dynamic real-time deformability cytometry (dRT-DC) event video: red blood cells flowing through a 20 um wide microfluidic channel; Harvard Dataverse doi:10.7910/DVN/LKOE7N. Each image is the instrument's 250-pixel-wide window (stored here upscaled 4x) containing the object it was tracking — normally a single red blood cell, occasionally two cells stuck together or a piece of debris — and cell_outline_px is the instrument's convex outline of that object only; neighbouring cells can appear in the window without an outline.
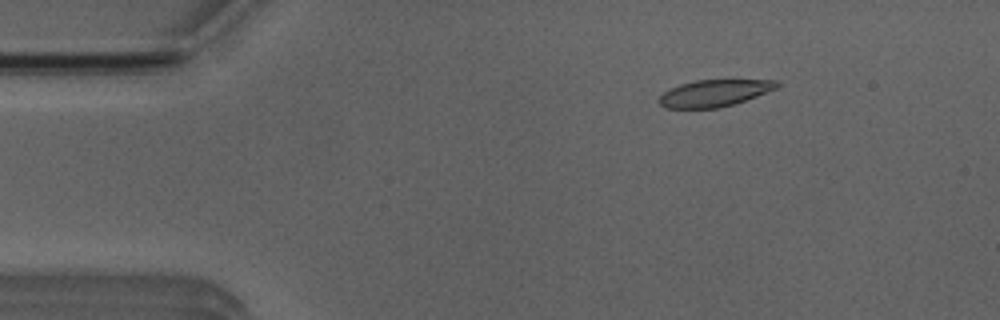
{"species": "Egyptian fruit bat (a non-hibernating species)", "species_latin": "Rousettus aegyptiacus", "temperature_condition": "room temperature", "stored_images_in_passage": 5, "camera_frame_rate_fps": 3000, "um_per_image_px": 0.085, "animal": {"sex": "male"}, "frame": {"image": 1, "passage_image": 3, "time_ms": 2.333, "image_size_px": [1000, 320], "cell_outline_px": [[780, 84], [776, 88], [756, 96], [732, 104], [716, 108], [664, 108], [656, 100], [664, 92], [680, 84], [696, 80], [776, 80]], "centroid_in_image_um": [60.67, 7.91], "position_along_channel_um": 24.3, "area_um2": 18.15}}
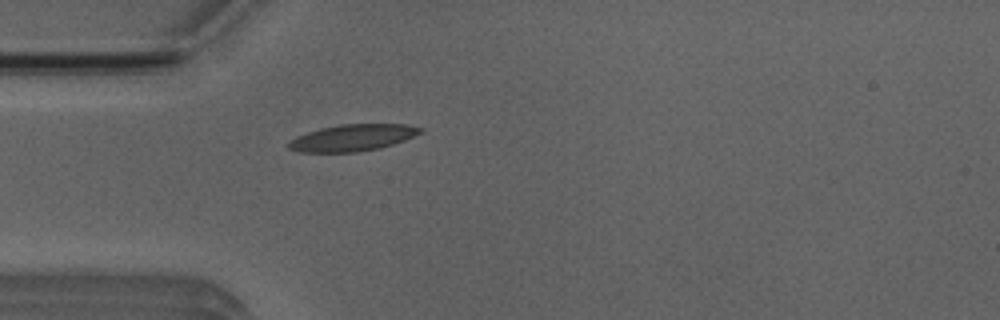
{"frame": {"image": 2, "passage_image": 5, "time_ms": 4.667, "image_size_px": [1000, 320], "cell_outline_px": [[424, 132], [404, 140], [380, 148], [356, 152], [300, 152], [288, 148], [284, 144], [288, 140], [296, 136], [320, 128], [340, 124], [408, 124], [424, 128]], "centroid_in_image_um": [29.95, 11.7], "position_along_channel_um": 55.1, "area_um2": 20.69}}